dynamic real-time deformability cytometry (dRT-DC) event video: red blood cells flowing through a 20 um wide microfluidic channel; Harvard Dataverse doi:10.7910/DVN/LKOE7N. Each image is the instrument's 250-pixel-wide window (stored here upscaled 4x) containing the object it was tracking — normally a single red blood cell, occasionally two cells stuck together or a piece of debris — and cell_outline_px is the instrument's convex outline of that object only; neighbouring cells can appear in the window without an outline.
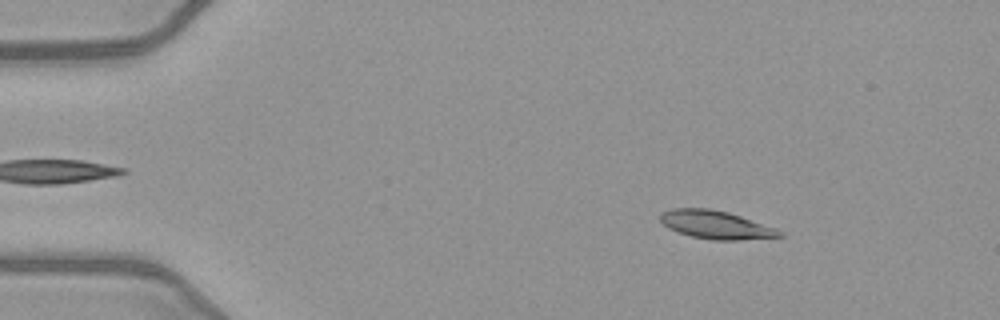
{"species": "common noctule bat (a hibernating species)", "species_latin": "Nyctalus noctula", "temperature_condition": "warm", "stored_images_in_passage": 50, "camera_frame_rate_fps": 3000, "um_per_image_px": 0.085, "animal": {"sex": "female", "body_mass_g": 21.9}, "frame": {"image": 1, "passage_image": 7, "time_ms": 2.0, "image_size_px": [1000, 320], "cell_outline_px": [[784, 236], [740, 240], [712, 240], [692, 236], [676, 232], [668, 228], [660, 220], [660, 216], [664, 212], [672, 208], [708, 208], [728, 212], [776, 228], [784, 232]], "centroid_in_image_um": [60.86, 19.11], "position_along_channel_um": 24.1, "area_um2": 19.54}}
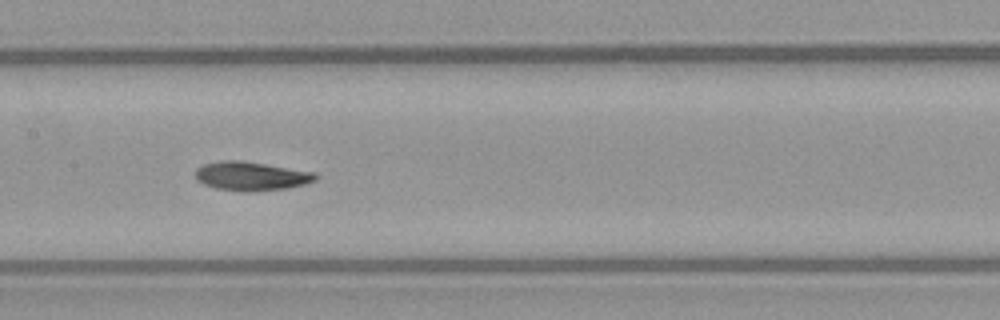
{"frame": {"image": 2, "passage_image": 25, "time_ms": 8.0, "image_size_px": [1000, 320], "cell_outline_px": [[320, 176], [316, 180], [304, 184], [288, 188], [256, 192], [240, 192], [216, 188], [204, 184], [196, 180], [196, 168], [204, 164], [224, 160], [240, 160], [316, 172]], "centroid_in_image_um": [21.38, 14.98], "position_along_channel_um": 186.0, "area_um2": 20.46}}
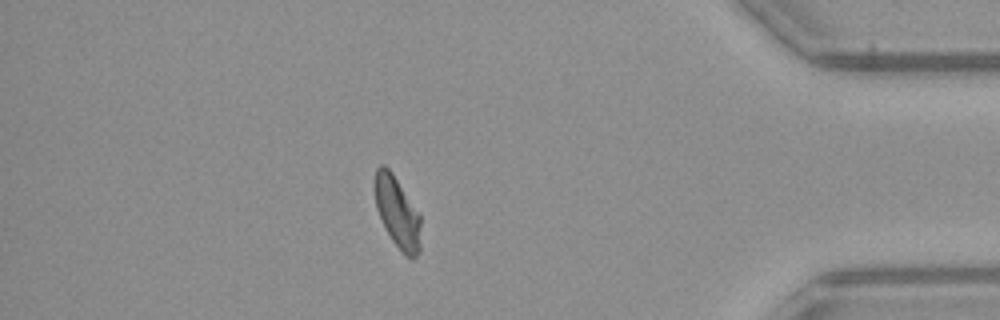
{"frame": {"image": 3, "passage_image": 44, "time_ms": 14.333, "image_size_px": [1000, 320], "cell_outline_px": [[420, 252], [412, 260], [404, 256], [392, 240], [376, 208], [376, 168], [380, 164], [384, 164], [392, 172], [420, 216]], "centroid_in_image_um": [33.8, 18.1], "position_along_channel_um": 401.4, "area_um2": 18.61}, "authors_computed_cell_mechanics": {"area_um2": 19.5075, "velocity_mm_per_s": 4.0443, "shape_relaxation_time_tau1_ms": 5.4239, "shape_relaxation_time_tau2_ms": 4.1723, "deformation_change_tau1": 0.1785, "deformation_change_tau2": 0.1005}}